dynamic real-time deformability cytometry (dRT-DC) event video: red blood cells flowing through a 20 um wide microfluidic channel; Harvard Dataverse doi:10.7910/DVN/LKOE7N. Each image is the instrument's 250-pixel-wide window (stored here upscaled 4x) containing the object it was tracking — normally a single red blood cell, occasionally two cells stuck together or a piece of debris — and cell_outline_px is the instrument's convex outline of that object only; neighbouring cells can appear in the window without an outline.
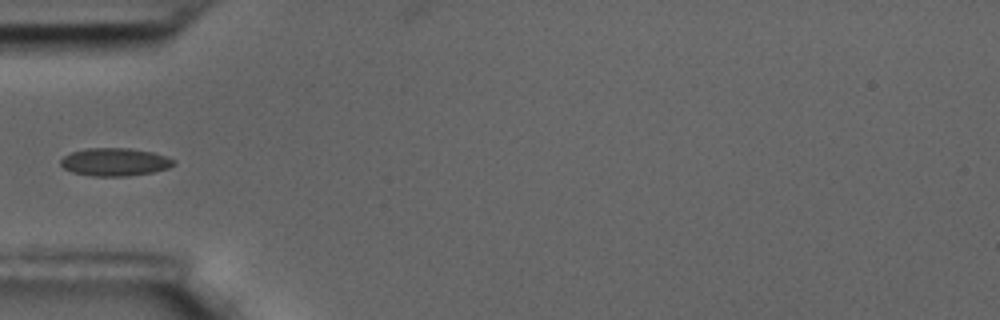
{"species": "common noctule bat (a hibernating species)", "species_latin": "Nyctalus noctula", "temperature_condition": "room temperature", "stored_images_in_passage": 40, "camera_frame_rate_fps": 3000, "um_per_image_px": 0.085, "animal": {"sex": "male", "body_mass_g": 17.5, "forearm_length_mm": 52.3}, "frame": {"image": 1, "passage_image": 1, "time_ms": 0.0, "image_size_px": [1000, 320], "cell_outline_px": [[176, 164], [168, 168], [152, 172], [128, 176], [92, 176], [72, 172], [64, 168], [60, 164], [60, 160], [64, 156], [72, 152], [84, 148], [128, 148], [152, 152], [176, 160]], "centroid_in_image_um": [9.75, 13.77], "position_along_channel_um": 75.2, "area_um2": 18.38}}
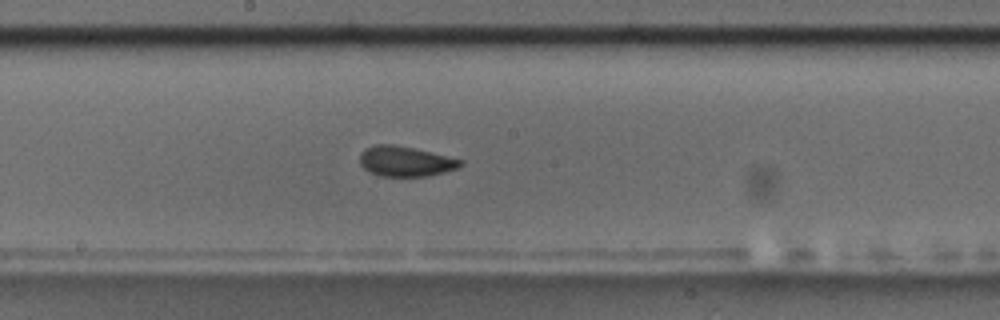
{"frame": {"image": 2, "passage_image": 13, "time_ms": 4.0, "image_size_px": [1000, 320], "cell_outline_px": [[464, 164], [456, 168], [444, 172], [428, 176], [380, 176], [364, 168], [360, 164], [360, 152], [364, 148], [376, 144], [392, 144], [412, 148], [464, 160]], "centroid_in_image_um": [34.44, 13.71], "position_along_channel_um": 213.8, "area_um2": 17.57}}
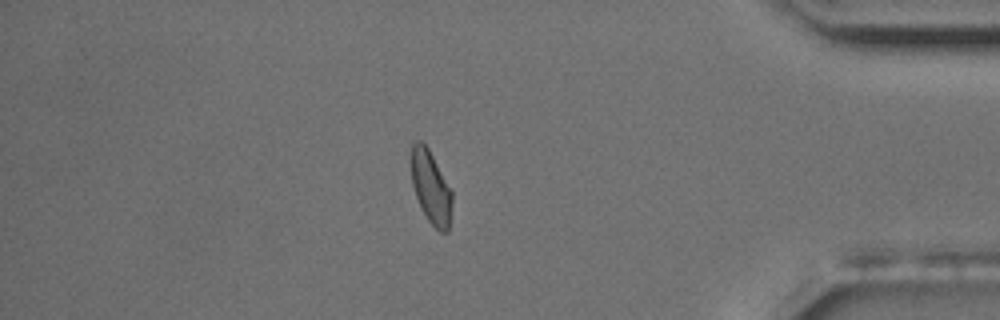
{"frame": {"image": 3, "passage_image": 32, "time_ms": 10.333, "image_size_px": [1000, 320], "cell_outline_px": [[452, 204], [448, 232], [440, 232], [428, 220], [416, 196], [412, 184], [412, 144], [416, 140], [420, 140], [428, 148], [452, 192]], "centroid_in_image_um": [36.63, 15.93], "position_along_channel_um": 398.6, "area_um2": 16.88}}